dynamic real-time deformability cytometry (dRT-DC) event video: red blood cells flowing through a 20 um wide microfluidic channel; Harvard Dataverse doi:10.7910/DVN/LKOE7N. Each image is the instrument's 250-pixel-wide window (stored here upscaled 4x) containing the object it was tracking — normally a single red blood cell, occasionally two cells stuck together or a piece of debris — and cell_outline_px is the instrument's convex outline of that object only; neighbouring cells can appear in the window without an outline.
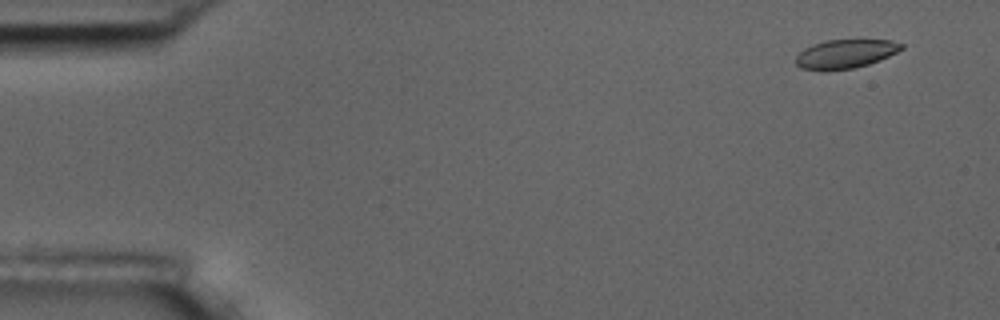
{"species": "common noctule bat (a hibernating species)", "species_latin": "Nyctalus noctula", "temperature_condition": "room temperature", "stored_images_in_passage": 8, "camera_frame_rate_fps": 3000, "um_per_image_px": 0.085, "animal": {"sex": "male", "body_mass_g": 17.5, "forearm_length_mm": 52.3}, "frame": {"image": 1, "passage_image": 1, "time_ms": 0.0, "image_size_px": [1000, 320], "cell_outline_px": [[904, 48], [880, 60], [868, 64], [852, 68], [820, 72], [800, 68], [796, 64], [796, 56], [804, 48], [812, 44], [828, 40], [892, 40], [904, 44]], "centroid_in_image_um": [71.82, 4.59], "position_along_channel_um": 13.2, "area_um2": 17.92}}
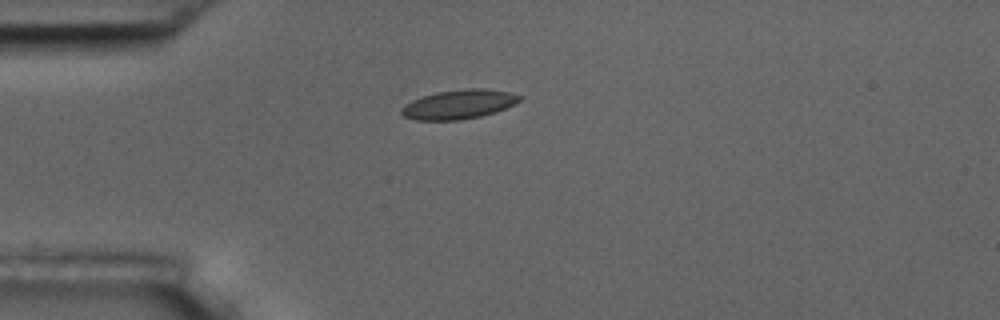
{"frame": {"image": 2, "passage_image": 4, "time_ms": 3.667, "image_size_px": [1000, 320], "cell_outline_px": [[520, 100], [496, 112], [480, 116], [460, 120], [416, 120], [404, 116], [400, 112], [400, 108], [404, 104], [412, 100], [436, 92], [468, 88], [484, 88], [508, 92], [520, 96]], "centroid_in_image_um": [38.94, 8.87], "position_along_channel_um": 46.1, "area_um2": 19.94}}
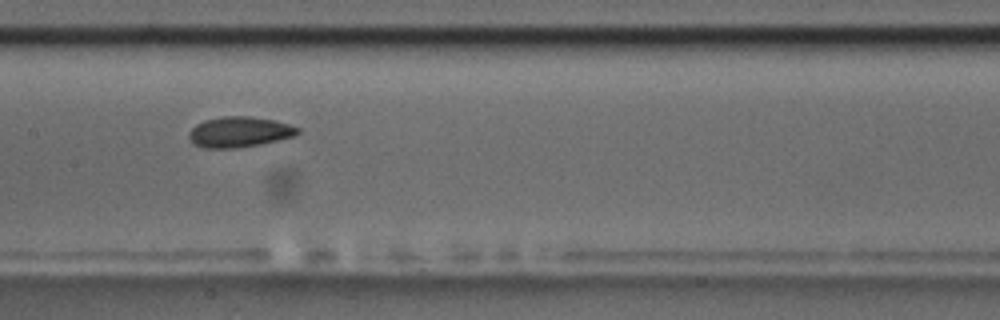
{"frame": {"image": 3, "passage_image": 8, "time_ms": 8.0, "image_size_px": [1000, 320], "cell_outline_px": [[300, 132], [296, 136], [260, 144], [236, 148], [204, 148], [192, 144], [188, 136], [188, 132], [196, 124], [204, 120], [224, 116], [248, 116], [276, 120], [300, 128]], "centroid_in_image_um": [20.34, 11.22], "position_along_channel_um": 187.1, "area_um2": 19.54}}